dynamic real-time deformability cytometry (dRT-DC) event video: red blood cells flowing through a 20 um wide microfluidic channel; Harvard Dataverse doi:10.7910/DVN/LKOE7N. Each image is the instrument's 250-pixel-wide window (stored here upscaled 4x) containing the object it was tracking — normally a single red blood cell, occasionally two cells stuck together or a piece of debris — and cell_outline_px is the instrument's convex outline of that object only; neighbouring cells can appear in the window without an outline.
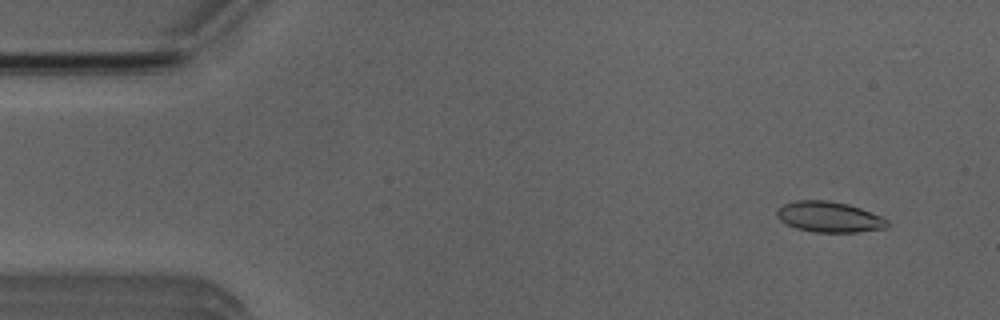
{"species": "Egyptian fruit bat (a non-hibernating species)", "species_latin": "Rousettus aegyptiacus", "temperature_condition": "room temperature", "stored_images_in_passage": 42, "camera_frame_rate_fps": 3000, "um_per_image_px": 0.085, "animal": {"sex": "male"}, "frame": {"image": 1, "passage_image": 4, "time_ms": 1.0, "image_size_px": [1000, 320], "cell_outline_px": [[888, 224], [884, 228], [856, 232], [816, 232], [796, 228], [780, 220], [776, 216], [776, 208], [784, 204], [796, 200], [828, 200], [848, 204], [860, 208], [880, 216], [888, 220]], "centroid_in_image_um": [70.44, 18.43], "position_along_channel_um": 14.6, "area_um2": 19.59}}
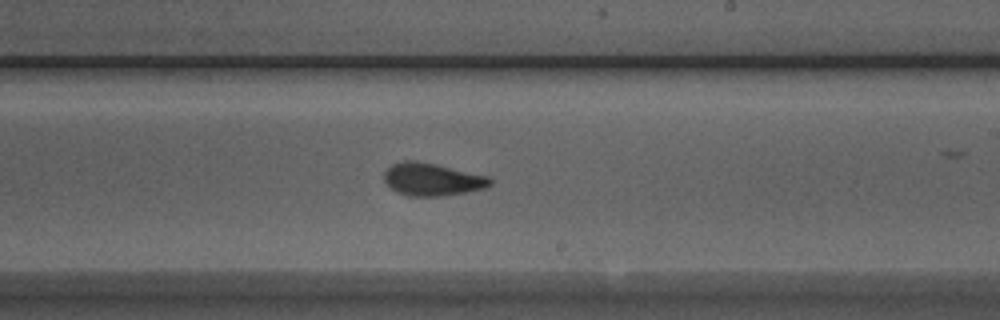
{"frame": {"image": 2, "passage_image": 30, "time_ms": 9.667, "image_size_px": [1000, 320], "cell_outline_px": [[492, 184], [488, 188], [440, 196], [408, 196], [396, 192], [384, 180], [384, 172], [392, 164], [404, 160], [416, 160], [436, 164], [488, 176], [492, 180]], "centroid_in_image_um": [36.74, 15.24], "position_along_channel_um": 252.3, "area_um2": 20.17}}
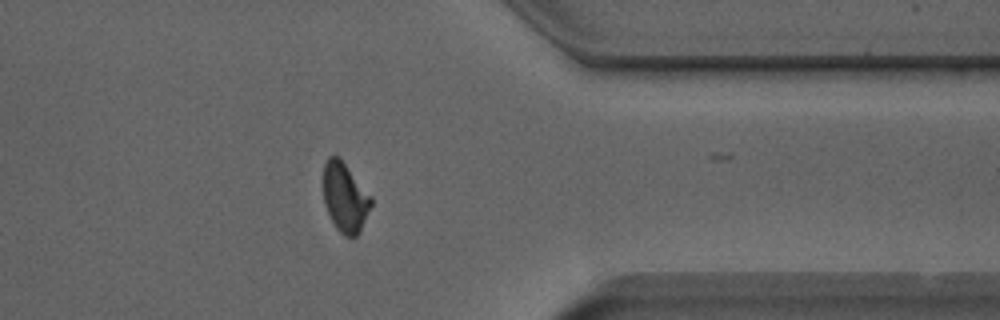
{"frame": {"image": 3, "passage_image": 41, "time_ms": 13.333, "image_size_px": [1000, 320], "cell_outline_px": [[372, 204], [360, 232], [356, 236], [344, 236], [336, 228], [324, 204], [324, 164], [328, 156], [336, 156], [344, 164], [372, 196]], "centroid_in_image_um": [29.33, 16.81], "position_along_channel_um": 382.1, "area_um2": 18.96}, "authors_computed_cell_mechanics": {"area_um2": 19.941, "velocity_mm_per_s": 3.925, "shape_relaxation_time_tau1_ms": 5.1249, "shape_relaxation_time_tau2_ms": 1.8133, "deformation_change_tau1": 0.1451, "deformation_change_tau2": 0.0638}}